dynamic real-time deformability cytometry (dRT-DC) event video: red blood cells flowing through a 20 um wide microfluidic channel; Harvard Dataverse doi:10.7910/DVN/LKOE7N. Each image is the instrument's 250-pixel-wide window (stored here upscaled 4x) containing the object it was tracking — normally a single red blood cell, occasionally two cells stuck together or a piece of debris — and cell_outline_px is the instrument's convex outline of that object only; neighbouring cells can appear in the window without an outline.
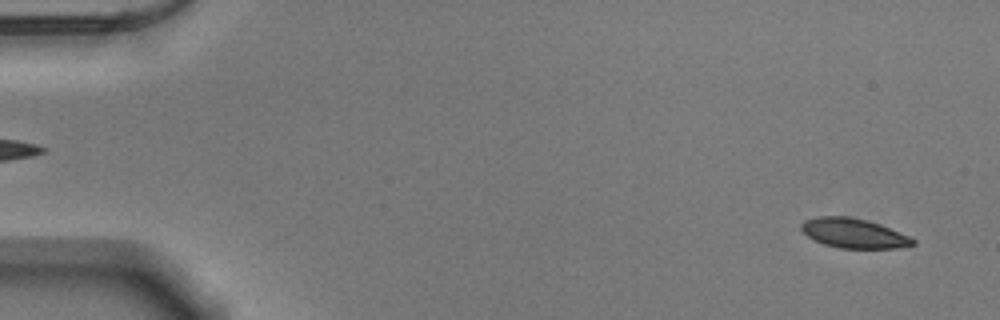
{"species": "Egyptian fruit bat (a non-hibernating species)", "species_latin": "Rousettus aegyptiacus", "temperature_condition": "warm", "stored_images_in_passage": 53, "camera_frame_rate_fps": 3000, "um_per_image_px": 0.085, "animal": {"sex": "male"}, "frame": {"image": 1, "passage_image": 2, "time_ms": 0.333, "image_size_px": [1000, 320], "cell_outline_px": [[916, 244], [896, 248], [840, 248], [824, 244], [808, 236], [800, 228], [800, 224], [804, 220], [820, 216], [848, 216], [868, 220], [880, 224], [908, 236], [916, 240]], "centroid_in_image_um": [72.56, 19.82], "position_along_channel_um": 12.4, "area_um2": 19.13}}
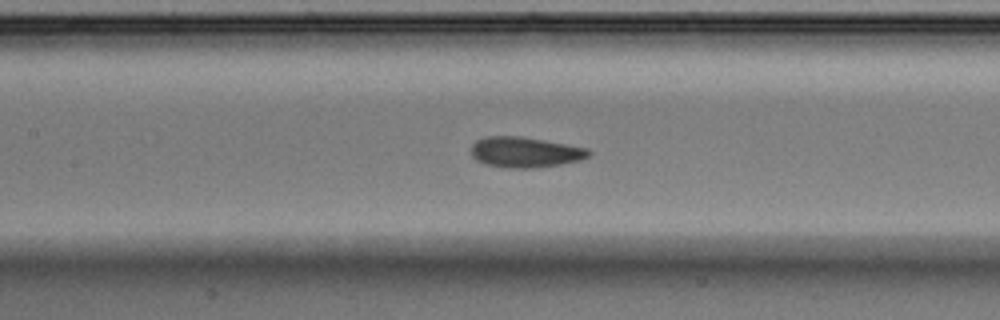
{"frame": {"image": 2, "passage_image": 24, "time_ms": 7.667, "image_size_px": [1000, 320], "cell_outline_px": [[592, 152], [588, 156], [580, 160], [560, 164], [532, 168], [504, 168], [484, 164], [476, 160], [472, 156], [472, 144], [476, 140], [484, 136], [520, 136], [544, 140], [588, 148]], "centroid_in_image_um": [44.6, 12.93], "position_along_channel_um": 162.8, "area_um2": 20.98}}
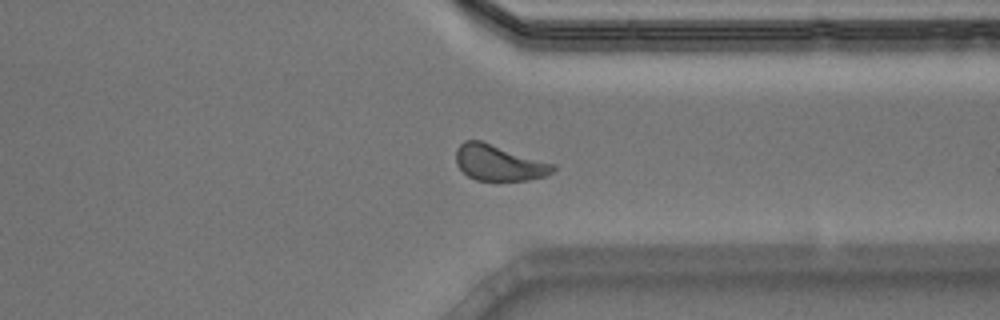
{"frame": {"image": 3, "passage_image": 40, "time_ms": 13.0, "image_size_px": [1000, 320], "cell_outline_px": [[556, 168], [548, 176], [528, 180], [476, 180], [468, 176], [456, 164], [456, 148], [464, 140], [480, 140], [556, 164]], "centroid_in_image_um": [42.42, 13.83], "position_along_channel_um": 369.0, "area_um2": 20.35}, "authors_computed_cell_mechanics": {"area_um2": 20.5768, "velocity_mm_per_s": 3.8708, "shape_relaxation_time_tau1_ms": 2.5509, "shape_relaxation_time_tau2_ms": 1.0493, "deformation_change_tau1": 0.1003, "deformation_change_tau2": 0.0503}}